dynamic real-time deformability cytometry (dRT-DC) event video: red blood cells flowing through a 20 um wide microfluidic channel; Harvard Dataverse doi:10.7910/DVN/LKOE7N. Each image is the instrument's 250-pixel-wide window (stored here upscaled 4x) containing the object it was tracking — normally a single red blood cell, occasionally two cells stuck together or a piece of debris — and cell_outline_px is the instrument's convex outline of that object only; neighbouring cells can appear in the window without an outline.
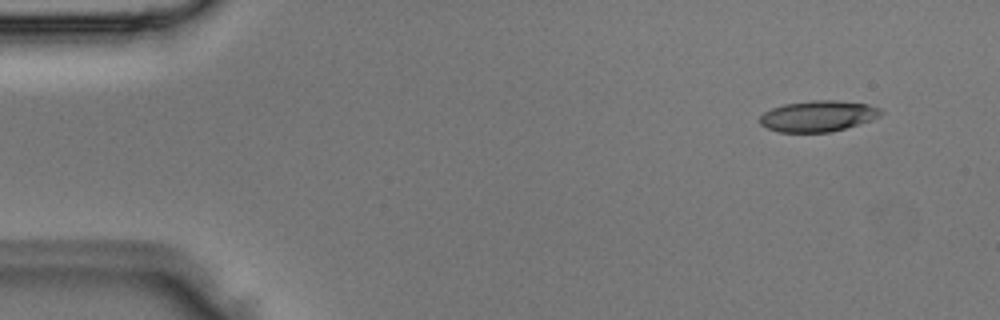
{"species": "Egyptian fruit bat (a non-hibernating species)", "species_latin": "Rousettus aegyptiacus", "temperature_condition": "room temperature", "stored_images_in_passage": 3, "camera_frame_rate_fps": 3000, "um_per_image_px": 0.085, "animal": {"sex": "male"}, "frame": {"image": 1, "passage_image": 1, "time_ms": 0.0, "image_size_px": [1000, 320], "cell_outline_px": [[884, 112], [880, 116], [872, 120], [860, 124], [832, 132], [780, 132], [768, 128], [760, 124], [760, 116], [764, 112], [772, 108], [784, 104], [812, 100], [832, 100], [868, 104], [880, 108]], "centroid_in_image_um": [69.56, 9.87], "position_along_channel_um": 15.4, "area_um2": 21.91}}